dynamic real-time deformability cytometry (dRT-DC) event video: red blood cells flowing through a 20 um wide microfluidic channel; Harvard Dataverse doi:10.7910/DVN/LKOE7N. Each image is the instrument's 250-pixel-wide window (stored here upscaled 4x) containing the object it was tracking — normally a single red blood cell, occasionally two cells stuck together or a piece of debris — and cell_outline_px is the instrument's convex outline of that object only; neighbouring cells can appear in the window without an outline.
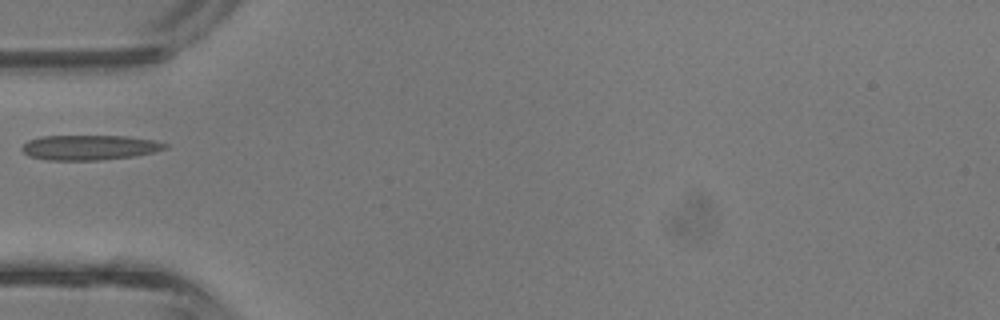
{"species": "common noctule bat (a hibernating species)", "species_latin": "Nyctalus noctula", "temperature_condition": "room temperature", "stored_images_in_passage": 1, "camera_frame_rate_fps": 3000, "um_per_image_px": 0.085, "animal": {"sex": "male", "body_mass_g": 13.3}, "frame": {"image": 1, "passage_image": 1, "time_ms": 0.0, "image_size_px": [1000, 320], "cell_outline_px": [[168, 148], [136, 156], [96, 160], [48, 160], [28, 156], [20, 148], [28, 140], [40, 136], [124, 136], [152, 140], [168, 144]], "centroid_in_image_um": [7.57, 12.53], "position_along_channel_um": 77.4, "area_um2": 20.75}}